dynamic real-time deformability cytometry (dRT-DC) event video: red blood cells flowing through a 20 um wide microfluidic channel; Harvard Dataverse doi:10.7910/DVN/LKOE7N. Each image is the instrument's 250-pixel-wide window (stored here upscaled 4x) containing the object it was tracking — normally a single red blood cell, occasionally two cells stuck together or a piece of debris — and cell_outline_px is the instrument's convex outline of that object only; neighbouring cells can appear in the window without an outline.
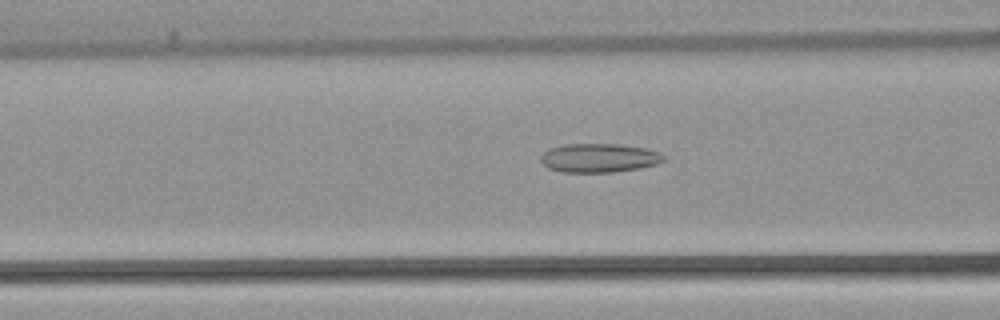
{"species": "common noctule bat (a hibernating species)", "species_latin": "Nyctalus noctula", "temperature_condition": "warm", "stored_images_in_passage": 53, "camera_frame_rate_fps": 3000, "um_per_image_px": 0.085, "animal": {"sex": "female", "body_mass_g": 22.7, "forearm_length_mm": 54.2}, "frame": {"image": 1, "passage_image": 21, "time_ms": 6.667, "image_size_px": [1000, 320], "cell_outline_px": [[668, 160], [656, 164], [640, 168], [612, 172], [564, 172], [548, 168], [540, 160], [540, 156], [548, 148], [564, 144], [620, 144], [648, 148], [660, 152]], "centroid_in_image_um": [50.95, 13.41], "position_along_channel_um": 115.6, "area_um2": 20.92}}
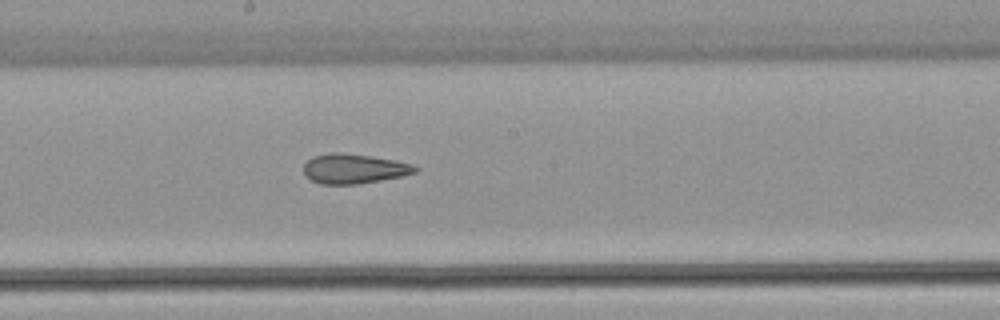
{"frame": {"image": 2, "passage_image": 29, "time_ms": 9.333, "image_size_px": [1000, 320], "cell_outline_px": [[420, 168], [416, 172], [404, 176], [356, 184], [320, 184], [304, 176], [304, 164], [312, 156], [328, 152], [340, 152], [396, 160], [412, 164]], "centroid_in_image_um": [30.08, 14.33], "position_along_channel_um": 218.1, "area_um2": 19.42}}
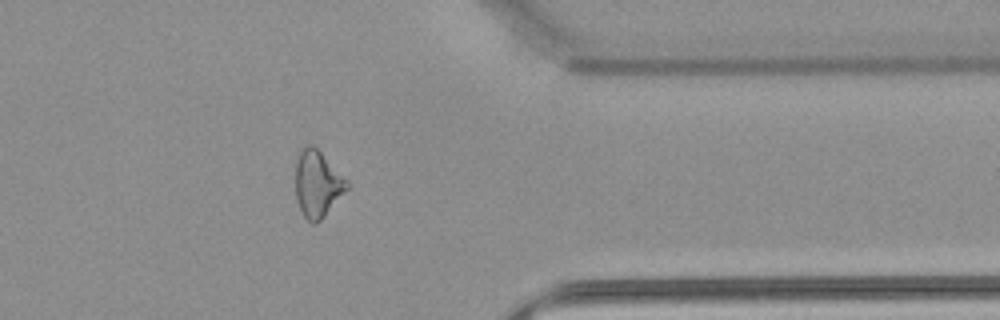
{"frame": {"image": 3, "passage_image": 43, "time_ms": 14.0, "image_size_px": [1000, 320], "cell_outline_px": [[352, 184], [324, 216], [316, 224], [312, 224], [300, 212], [296, 200], [296, 160], [300, 152], [308, 144], [312, 144]], "centroid_in_image_um": [26.99, 15.66], "position_along_channel_um": 384.4, "area_um2": 19.88}, "authors_computed_cell_mechanics": {"area_um2": 21.2126, "velocity_mm_per_s": 3.844, "shape_relaxation_time_tau1_ms": null, "shape_relaxation_time_tau2_ms": 2.8225, "deformation_change_tau1": null, "deformation_change_tau2": 0.1223}}